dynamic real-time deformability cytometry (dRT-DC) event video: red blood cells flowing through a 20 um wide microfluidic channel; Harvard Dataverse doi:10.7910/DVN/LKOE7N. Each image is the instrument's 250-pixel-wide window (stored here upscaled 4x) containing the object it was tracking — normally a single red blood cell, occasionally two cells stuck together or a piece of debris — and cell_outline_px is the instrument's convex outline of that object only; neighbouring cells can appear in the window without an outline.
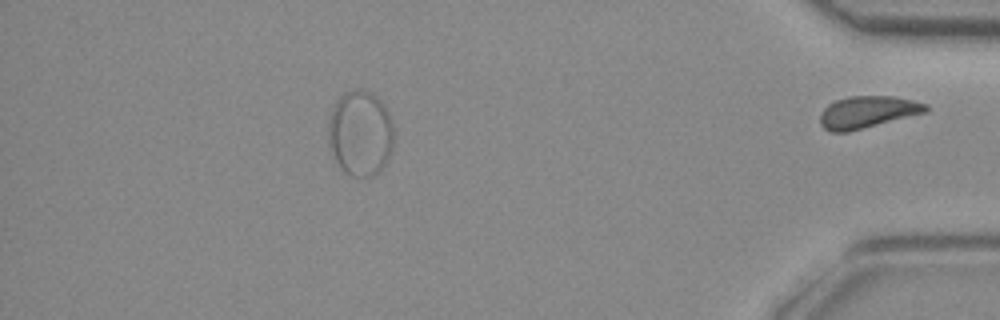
{"species": "common noctule bat (a hibernating species)", "species_latin": "Nyctalus noctula", "temperature_condition": "room temperature", "stored_images_in_passage": 43, "segment_of_instrument_passage": [2, 2], "camera_frame_rate_fps": 3000, "um_per_image_px": 0.085, "animal": {"sex": "female", "body_mass_g": 29.2, "forearm_length_mm": 56.3}, "frame": {"image": 1, "passage_image": 43, "time_ms": 14.0, "image_size_px": [1000, 320], "cell_outline_px": [[928, 112], [848, 132], [832, 132], [824, 128], [820, 124], [820, 116], [824, 108], [828, 104], [836, 100], [852, 96], [892, 96], [912, 100], [928, 104]], "centroid_in_image_um": [73.75, 9.53], "position_along_channel_um": 361.4, "area_um2": 19.71}}